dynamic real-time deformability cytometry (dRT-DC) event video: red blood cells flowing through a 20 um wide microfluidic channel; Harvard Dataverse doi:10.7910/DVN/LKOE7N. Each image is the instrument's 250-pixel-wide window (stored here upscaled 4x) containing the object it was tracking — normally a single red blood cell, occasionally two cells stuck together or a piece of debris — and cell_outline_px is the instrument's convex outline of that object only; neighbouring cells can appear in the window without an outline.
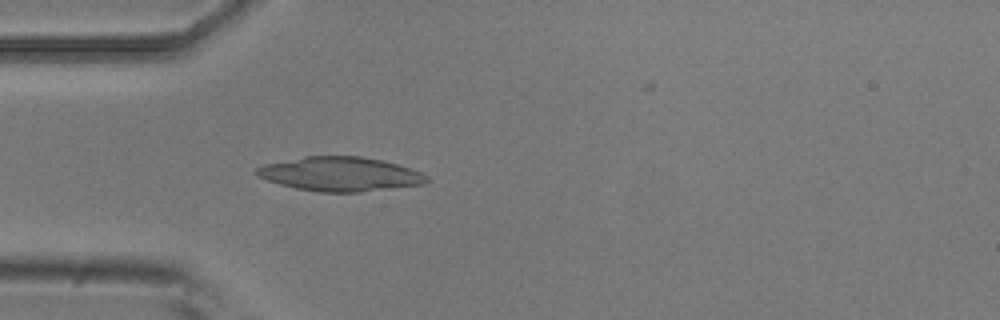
{"species": "common noctule bat (a hibernating species)", "species_latin": "Nyctalus noctula", "temperature_condition": "room temperature", "stored_images_in_passage": 5, "camera_frame_rate_fps": 3000, "um_per_image_px": 0.085, "animal": {"sex": "male", "body_mass_g": 20.5, "forearm_length_mm": 52.5}, "frame": {"image": 1, "passage_image": 4, "time_ms": 1.0, "image_size_px": [1000, 320], "cell_outline_px": [[432, 180], [424, 184], [360, 192], [320, 192], [296, 188], [280, 184], [256, 176], [256, 168], [264, 164], [304, 156], [360, 156], [380, 160], [396, 164], [420, 172], [428, 176]], "centroid_in_image_um": [28.91, 14.8], "position_along_channel_um": 56.1, "area_um2": 33.76}}